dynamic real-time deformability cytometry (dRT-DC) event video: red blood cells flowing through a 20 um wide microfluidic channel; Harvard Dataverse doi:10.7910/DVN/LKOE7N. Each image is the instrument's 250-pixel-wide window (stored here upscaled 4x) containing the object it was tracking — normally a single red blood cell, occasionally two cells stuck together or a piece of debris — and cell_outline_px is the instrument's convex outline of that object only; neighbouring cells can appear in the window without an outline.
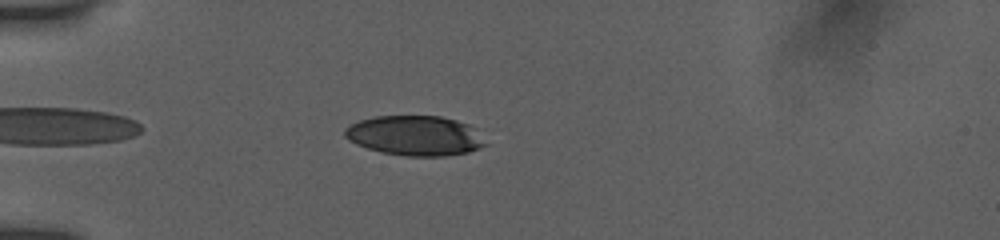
{"species": "human", "species_latin": "Homo sapiens", "temperature_condition": "room temperature", "stored_images_in_passage": 42, "camera_frame_rate_fps": 3000, "um_per_image_px": 0.085, "donor": {"sex": "female"}, "frame": {"image": 1, "passage_image": 4, "time_ms": 1.0, "image_size_px": [1000, 240], "cell_outline_px": [[488, 144], [480, 148], [468, 152], [448, 156], [404, 156], [380, 152], [356, 144], [348, 140], [344, 136], [344, 128], [360, 120], [376, 116], [440, 116], [456, 120], [468, 124], [476, 128]], "centroid_in_image_um": [35.3, 11.53], "position_along_channel_um": 49.7, "area_um2": 32.95}}
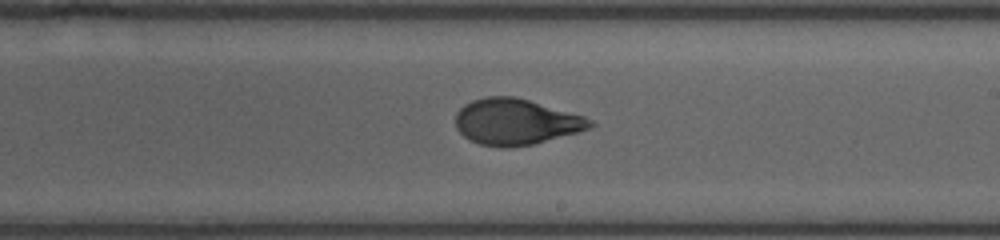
{"frame": {"image": 2, "passage_image": 21, "time_ms": 6.667, "image_size_px": [1000, 240], "cell_outline_px": [[596, 124], [588, 128], [576, 132], [532, 144], [508, 148], [500, 148], [480, 144], [468, 140], [456, 128], [456, 112], [464, 104], [472, 100], [484, 96], [516, 96], [584, 116], [592, 120]], "centroid_in_image_um": [43.8, 10.34], "position_along_channel_um": 245.2, "area_um2": 36.07}}
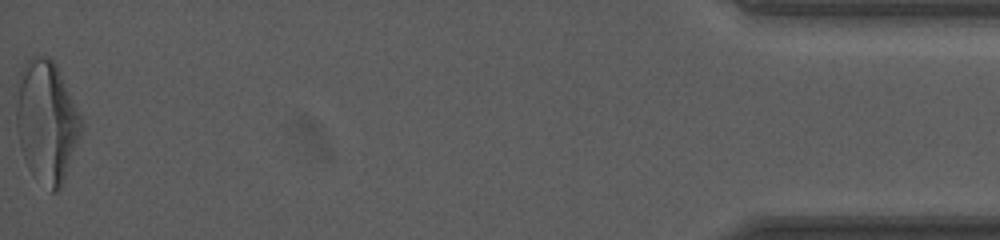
{"frame": {"image": 3, "passage_image": 42, "time_ms": 13.667, "image_size_px": [1000, 240], "cell_outline_px": [[80, 136], [64, 180], [60, 188], [56, 192], [52, 192], [28, 168], [24, 160], [16, 128], [16, 108], [20, 72], [24, 64], [32, 56], [48, 56], [56, 64], [80, 116]], "centroid_in_image_um": [3.94, 10.32], "position_along_channel_um": 431.3, "area_um2": 45.32}, "authors_computed_cell_mechanics": {"area_um2": 35.8649, "velocity_mm_per_s": 3.888, "shape_relaxation_time_tau1_ms": 4.3255, "shape_relaxation_time_tau2_ms": 0.7891, "deformation_change_tau1": 0.1812, "deformation_change_tau2": 0.0652}}